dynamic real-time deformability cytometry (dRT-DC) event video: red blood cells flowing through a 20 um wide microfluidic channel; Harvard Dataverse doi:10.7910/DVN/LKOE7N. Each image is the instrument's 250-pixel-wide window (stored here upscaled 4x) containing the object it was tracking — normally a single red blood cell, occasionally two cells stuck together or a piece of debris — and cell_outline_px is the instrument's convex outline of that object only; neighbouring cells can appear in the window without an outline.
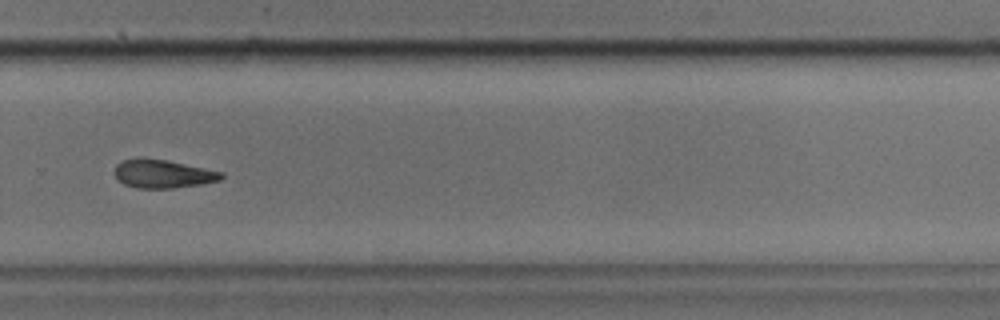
{"species": "common noctule bat (a hibernating species)", "species_latin": "Nyctalus noctula", "temperature_condition": "cold", "stored_images_in_passage": 35, "camera_frame_rate_fps": 3000, "um_per_image_px": 0.085, "animal": {"sex": "male", "body_mass_g": 17.9, "forearm_length_mm": 54.2}, "frame": {"image": 1, "passage_image": 20, "time_ms": 6.333, "image_size_px": [1000, 320], "cell_outline_px": [[224, 176], [220, 180], [200, 184], [172, 188], [136, 188], [124, 184], [116, 176], [116, 164], [124, 160], [164, 160], [224, 172]], "centroid_in_image_um": [13.89, 14.81], "position_along_channel_um": 315.9, "area_um2": 16.94}}
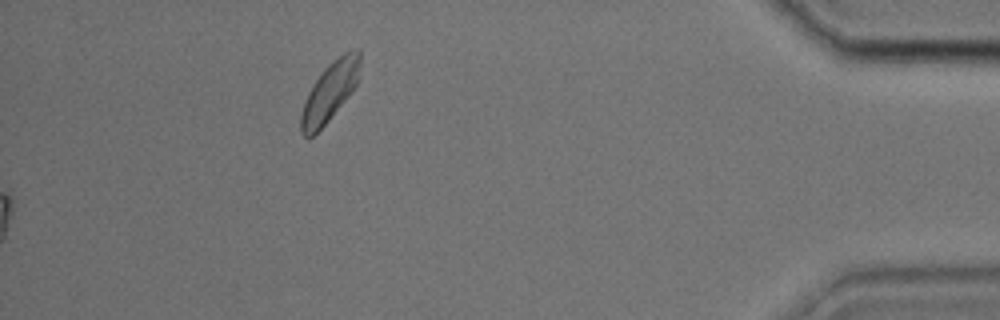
{"frame": {"image": 2, "passage_image": 35, "time_ms": 11.333, "image_size_px": [1000, 320], "cell_outline_px": [[360, 64], [356, 84], [348, 96], [328, 120], [308, 140], [300, 132], [300, 116], [304, 100], [312, 84], [324, 68], [332, 60], [344, 52], [360, 48]], "centroid_in_image_um": [28.0, 7.79], "position_along_channel_um": 407.2, "area_um2": 20.23}}